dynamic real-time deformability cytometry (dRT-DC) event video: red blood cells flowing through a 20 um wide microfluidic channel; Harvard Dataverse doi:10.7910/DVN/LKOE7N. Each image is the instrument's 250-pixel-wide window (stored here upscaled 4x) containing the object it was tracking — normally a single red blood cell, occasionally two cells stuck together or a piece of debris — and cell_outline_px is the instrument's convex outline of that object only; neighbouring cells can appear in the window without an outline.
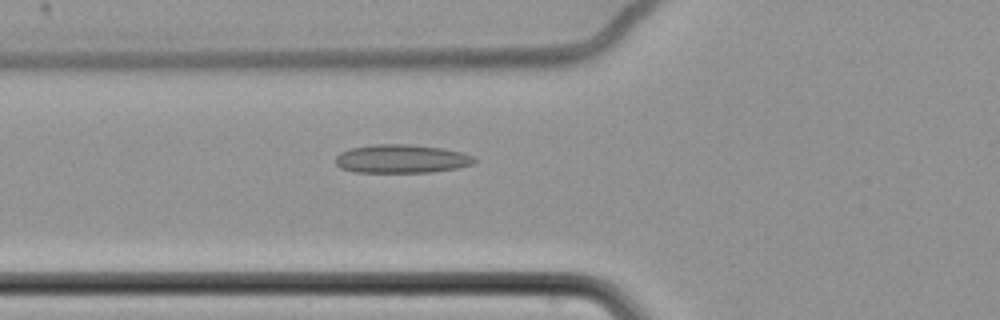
{"species": "common noctule bat (a hibernating species)", "species_latin": "Nyctalus noctula", "temperature_condition": "cold", "stored_images_in_passage": 50, "camera_frame_rate_fps": 3000, "um_per_image_px": 0.085, "animal": {"sex": "female", "body_mass_g": 22.7, "forearm_length_mm": 54.2}, "frame": {"image": 1, "passage_image": 13, "time_ms": 4.0, "image_size_px": [1000, 320], "cell_outline_px": [[476, 160], [472, 164], [456, 168], [432, 172], [356, 172], [340, 168], [336, 164], [336, 156], [340, 152], [352, 148], [372, 144], [408, 144], [440, 148], [464, 152], [476, 156]], "centroid_in_image_um": [34.14, 13.49], "position_along_channel_um": 91.7, "area_um2": 23.12}}
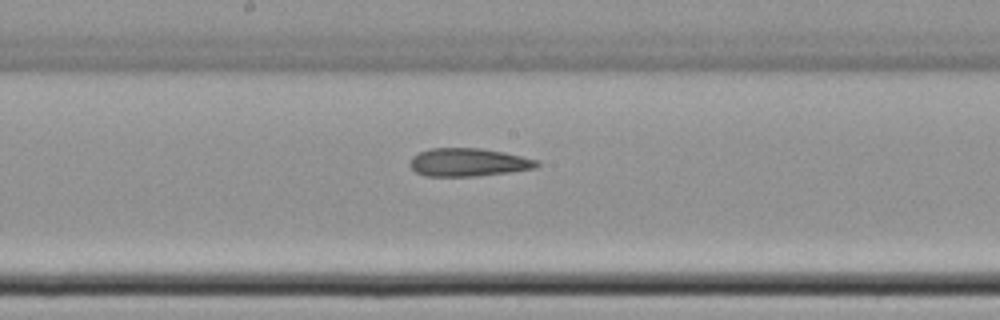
{"frame": {"image": 2, "passage_image": 23, "time_ms": 7.333, "image_size_px": [1000, 320], "cell_outline_px": [[540, 164], [536, 168], [508, 172], [476, 176], [424, 176], [416, 172], [408, 164], [412, 156], [420, 152], [432, 148], [480, 148], [504, 152], [540, 160]], "centroid_in_image_um": [39.81, 13.79], "position_along_channel_um": 208.4, "area_um2": 20.87}}
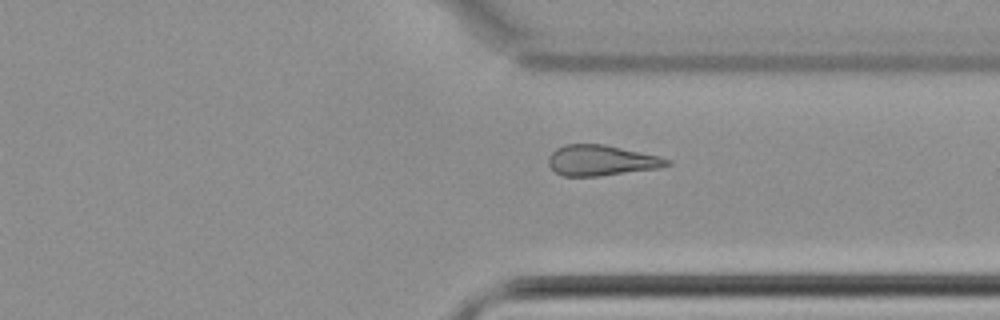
{"frame": {"image": 3, "passage_image": 36, "time_ms": 11.667, "image_size_px": [1000, 320], "cell_outline_px": [[672, 164], [660, 168], [600, 176], [564, 176], [556, 172], [548, 164], [548, 156], [556, 148], [564, 144], [604, 144], [660, 156], [672, 160]], "centroid_in_image_um": [51.13, 13.63], "position_along_channel_um": 360.3, "area_um2": 21.27}, "authors_computed_cell_mechanics": {"area_um2": 21.5305, "velocity_mm_per_s": 3.4979, "shape_relaxation_time_tau1_ms": null, "shape_relaxation_time_tau2_ms": 10.679, "deformation_change_tau1": null, "deformation_change_tau2": 0.225}}